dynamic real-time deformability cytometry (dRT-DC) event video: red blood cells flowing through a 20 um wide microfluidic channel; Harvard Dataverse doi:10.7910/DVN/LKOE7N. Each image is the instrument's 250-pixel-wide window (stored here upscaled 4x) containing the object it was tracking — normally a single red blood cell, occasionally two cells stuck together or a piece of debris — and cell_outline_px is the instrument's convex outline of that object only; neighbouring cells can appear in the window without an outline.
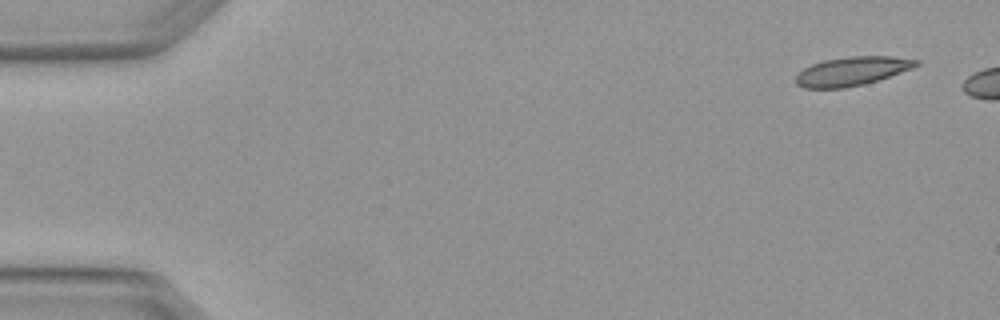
{"species": "Egyptian fruit bat (a non-hibernating species)", "species_latin": "Rousettus aegyptiacus", "temperature_condition": "warm", "stored_images_in_passage": 2, "camera_frame_rate_fps": 3000, "um_per_image_px": 0.085, "animal": {"sex": "female"}, "frame": {"image": 1, "passage_image": 1, "time_ms": 0.0, "image_size_px": [1000, 320], "cell_outline_px": [[920, 64], [912, 68], [864, 84], [844, 88], [804, 88], [796, 84], [796, 76], [804, 68], [812, 64], [824, 60], [848, 56], [892, 56], [920, 60]], "centroid_in_image_um": [72.41, 6.04], "position_along_channel_um": 12.6, "area_um2": 20.06}}